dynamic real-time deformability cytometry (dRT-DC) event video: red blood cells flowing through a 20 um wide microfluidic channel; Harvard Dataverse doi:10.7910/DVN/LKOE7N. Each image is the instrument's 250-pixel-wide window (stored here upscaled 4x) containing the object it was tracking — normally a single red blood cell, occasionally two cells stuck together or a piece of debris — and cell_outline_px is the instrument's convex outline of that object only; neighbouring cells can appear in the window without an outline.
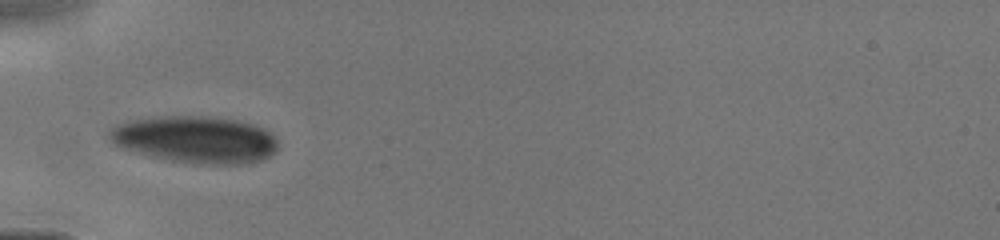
{"species": "human", "species_latin": "Homo sapiens", "temperature_condition": "cold", "stored_images_in_passage": 38, "camera_frame_rate_fps": 3000, "um_per_image_px": 0.085, "donor": {"sex": "male"}, "frame": {"image": 1, "passage_image": 1, "time_ms": 0.0, "image_size_px": [1000, 240], "cell_outline_px": [[276, 152], [260, 160], [240, 164], [200, 164], [172, 160], [152, 156], [120, 148], [108, 136], [108, 132], [116, 124], [128, 120], [156, 116], [208, 116], [236, 120], [252, 124], [264, 128], [276, 140]], "centroid_in_image_um": [16.57, 11.84], "position_along_channel_um": 68.4, "area_um2": 45.95}}
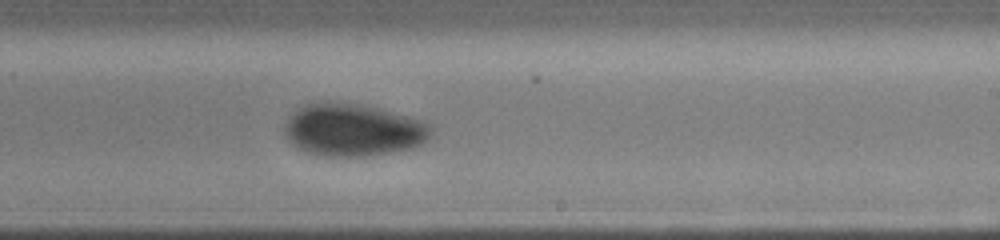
{"frame": {"image": 2, "passage_image": 17, "time_ms": 4.333, "image_size_px": [1000, 240], "cell_outline_px": [[432, 136], [424, 144], [412, 148], [372, 156], [324, 156], [304, 152], [296, 148], [284, 136], [284, 128], [288, 116], [304, 104], [356, 104], [376, 108], [424, 120], [432, 124]], "centroid_in_image_um": [30.04, 11.09], "position_along_channel_um": 259.0, "area_um2": 44.8}}
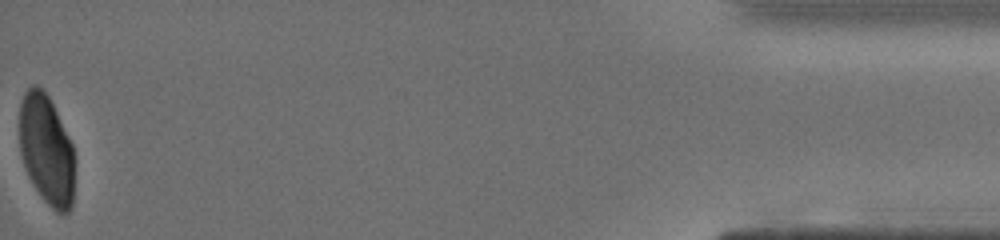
{"frame": {"image": 3, "passage_image": 38, "time_ms": 10.0, "image_size_px": [1000, 240], "cell_outline_px": [[76, 160], [72, 204], [68, 212], [64, 216], [56, 212], [44, 200], [32, 184], [28, 176], [20, 152], [20, 104], [24, 92], [32, 84], [36, 84], [48, 96], [72, 144]], "centroid_in_image_um": [3.97, 12.78], "position_along_channel_um": 431.2, "area_um2": 35.66}}